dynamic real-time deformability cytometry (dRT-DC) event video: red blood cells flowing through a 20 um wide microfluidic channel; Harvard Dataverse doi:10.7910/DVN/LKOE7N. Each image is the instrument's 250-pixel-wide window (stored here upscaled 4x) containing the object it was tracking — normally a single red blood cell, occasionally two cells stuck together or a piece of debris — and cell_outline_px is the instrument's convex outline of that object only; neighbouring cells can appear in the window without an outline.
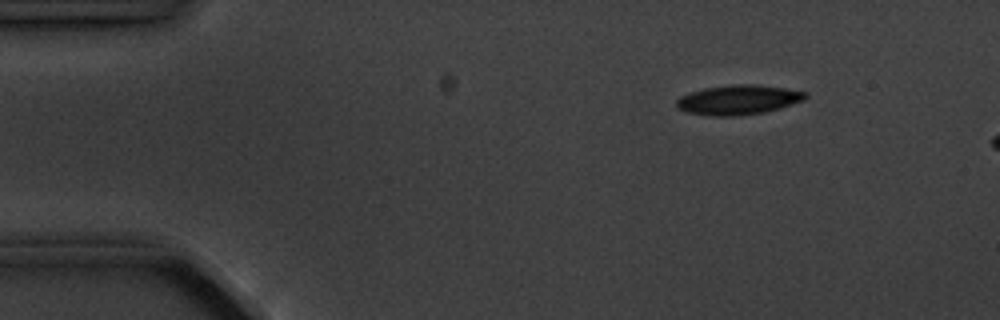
{"species": "common noctule bat (a hibernating species)", "species_latin": "Nyctalus noctula", "temperature_condition": "cold", "stored_images_in_passage": 5, "camera_frame_rate_fps": 3000, "um_per_image_px": 0.085, "animal": {"sex": "male", "body_mass_g": 20.1, "forearm_length_mm": 53.5}, "frame": {"image": 1, "passage_image": 2, "time_ms": 1.0, "image_size_px": [1000, 320], "cell_outline_px": [[808, 96], [804, 100], [780, 108], [764, 112], [736, 116], [712, 116], [688, 112], [676, 108], [676, 100], [680, 96], [688, 92], [704, 88], [736, 84], [756, 84], [784, 88], [808, 92]], "centroid_in_image_um": [62.75, 8.48], "position_along_channel_um": 22.3, "area_um2": 22.37}}